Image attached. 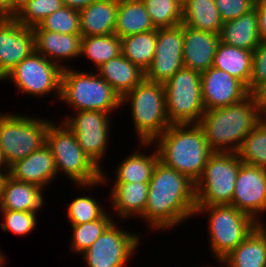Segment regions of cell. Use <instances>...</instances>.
Here are the masks:
<instances>
[{
	"instance_id": "836d02e7",
	"label": "cell",
	"mask_w": 266,
	"mask_h": 267,
	"mask_svg": "<svg viewBox=\"0 0 266 267\" xmlns=\"http://www.w3.org/2000/svg\"><path fill=\"white\" fill-rule=\"evenodd\" d=\"M111 213H105L100 219L79 225H71L72 236L70 250L81 254L90 248L99 236L114 222Z\"/></svg>"
},
{
	"instance_id": "d4e9b609",
	"label": "cell",
	"mask_w": 266,
	"mask_h": 267,
	"mask_svg": "<svg viewBox=\"0 0 266 267\" xmlns=\"http://www.w3.org/2000/svg\"><path fill=\"white\" fill-rule=\"evenodd\" d=\"M96 73L122 98L145 79V72L122 54L110 59Z\"/></svg>"
},
{
	"instance_id": "d6a6232c",
	"label": "cell",
	"mask_w": 266,
	"mask_h": 267,
	"mask_svg": "<svg viewBox=\"0 0 266 267\" xmlns=\"http://www.w3.org/2000/svg\"><path fill=\"white\" fill-rule=\"evenodd\" d=\"M242 163L266 169V121H262L244 138L236 152Z\"/></svg>"
},
{
	"instance_id": "9c48e42d",
	"label": "cell",
	"mask_w": 266,
	"mask_h": 267,
	"mask_svg": "<svg viewBox=\"0 0 266 267\" xmlns=\"http://www.w3.org/2000/svg\"><path fill=\"white\" fill-rule=\"evenodd\" d=\"M241 163L236 152L214 151L195 183L196 205H231Z\"/></svg>"
},
{
	"instance_id": "d6986e66",
	"label": "cell",
	"mask_w": 266,
	"mask_h": 267,
	"mask_svg": "<svg viewBox=\"0 0 266 267\" xmlns=\"http://www.w3.org/2000/svg\"><path fill=\"white\" fill-rule=\"evenodd\" d=\"M35 52L58 64L62 69L68 67L63 61L80 58L81 34H61L49 30H32Z\"/></svg>"
},
{
	"instance_id": "74e56055",
	"label": "cell",
	"mask_w": 266,
	"mask_h": 267,
	"mask_svg": "<svg viewBox=\"0 0 266 267\" xmlns=\"http://www.w3.org/2000/svg\"><path fill=\"white\" fill-rule=\"evenodd\" d=\"M62 6V0H30L21 7L14 19L23 26L33 28Z\"/></svg>"
},
{
	"instance_id": "4dcf8cb0",
	"label": "cell",
	"mask_w": 266,
	"mask_h": 267,
	"mask_svg": "<svg viewBox=\"0 0 266 267\" xmlns=\"http://www.w3.org/2000/svg\"><path fill=\"white\" fill-rule=\"evenodd\" d=\"M157 43V29L121 38L122 55L144 72L151 66Z\"/></svg>"
},
{
	"instance_id": "816d5d0a",
	"label": "cell",
	"mask_w": 266,
	"mask_h": 267,
	"mask_svg": "<svg viewBox=\"0 0 266 267\" xmlns=\"http://www.w3.org/2000/svg\"><path fill=\"white\" fill-rule=\"evenodd\" d=\"M4 265H5V262H3V263L0 265V267H5Z\"/></svg>"
},
{
	"instance_id": "484cf974",
	"label": "cell",
	"mask_w": 266,
	"mask_h": 267,
	"mask_svg": "<svg viewBox=\"0 0 266 267\" xmlns=\"http://www.w3.org/2000/svg\"><path fill=\"white\" fill-rule=\"evenodd\" d=\"M219 40L229 46L254 51L261 42L256 9L235 20L223 22Z\"/></svg>"
},
{
	"instance_id": "4316f807",
	"label": "cell",
	"mask_w": 266,
	"mask_h": 267,
	"mask_svg": "<svg viewBox=\"0 0 266 267\" xmlns=\"http://www.w3.org/2000/svg\"><path fill=\"white\" fill-rule=\"evenodd\" d=\"M253 51L240 49L219 42L213 60V67L223 70L241 81L250 92Z\"/></svg>"
},
{
	"instance_id": "e575fe53",
	"label": "cell",
	"mask_w": 266,
	"mask_h": 267,
	"mask_svg": "<svg viewBox=\"0 0 266 267\" xmlns=\"http://www.w3.org/2000/svg\"><path fill=\"white\" fill-rule=\"evenodd\" d=\"M142 2L156 29L182 24V0H142Z\"/></svg>"
},
{
	"instance_id": "44dd1931",
	"label": "cell",
	"mask_w": 266,
	"mask_h": 267,
	"mask_svg": "<svg viewBox=\"0 0 266 267\" xmlns=\"http://www.w3.org/2000/svg\"><path fill=\"white\" fill-rule=\"evenodd\" d=\"M43 190L35 184L4 175L0 186V210L38 212L45 202Z\"/></svg>"
},
{
	"instance_id": "8992f818",
	"label": "cell",
	"mask_w": 266,
	"mask_h": 267,
	"mask_svg": "<svg viewBox=\"0 0 266 267\" xmlns=\"http://www.w3.org/2000/svg\"><path fill=\"white\" fill-rule=\"evenodd\" d=\"M60 101L79 111L114 112L121 108V98L96 71L83 72L70 67L62 70Z\"/></svg>"
},
{
	"instance_id": "277c9868",
	"label": "cell",
	"mask_w": 266,
	"mask_h": 267,
	"mask_svg": "<svg viewBox=\"0 0 266 267\" xmlns=\"http://www.w3.org/2000/svg\"><path fill=\"white\" fill-rule=\"evenodd\" d=\"M51 121L46 134V145L54 157L58 175L64 174L79 187L84 189L107 185L110 179L78 145L76 135L63 122ZM58 124V125H56ZM104 174V175H103ZM90 187V188H89Z\"/></svg>"
},
{
	"instance_id": "8fae6325",
	"label": "cell",
	"mask_w": 266,
	"mask_h": 267,
	"mask_svg": "<svg viewBox=\"0 0 266 267\" xmlns=\"http://www.w3.org/2000/svg\"><path fill=\"white\" fill-rule=\"evenodd\" d=\"M62 68L45 58L43 55L33 52L24 58L3 78L10 80L22 94L36 97H44L54 94L60 98ZM24 92V93H23Z\"/></svg>"
},
{
	"instance_id": "7bdbcfd3",
	"label": "cell",
	"mask_w": 266,
	"mask_h": 267,
	"mask_svg": "<svg viewBox=\"0 0 266 267\" xmlns=\"http://www.w3.org/2000/svg\"><path fill=\"white\" fill-rule=\"evenodd\" d=\"M257 99V104L260 107L261 113L266 112V82L262 84L254 93Z\"/></svg>"
},
{
	"instance_id": "f6af8a7d",
	"label": "cell",
	"mask_w": 266,
	"mask_h": 267,
	"mask_svg": "<svg viewBox=\"0 0 266 267\" xmlns=\"http://www.w3.org/2000/svg\"><path fill=\"white\" fill-rule=\"evenodd\" d=\"M0 18H11L10 0H0Z\"/></svg>"
},
{
	"instance_id": "5bb4252c",
	"label": "cell",
	"mask_w": 266,
	"mask_h": 267,
	"mask_svg": "<svg viewBox=\"0 0 266 267\" xmlns=\"http://www.w3.org/2000/svg\"><path fill=\"white\" fill-rule=\"evenodd\" d=\"M183 44V23L173 27L158 28L154 59L145 72V79L164 84L183 68Z\"/></svg>"
},
{
	"instance_id": "ac0fdd59",
	"label": "cell",
	"mask_w": 266,
	"mask_h": 267,
	"mask_svg": "<svg viewBox=\"0 0 266 267\" xmlns=\"http://www.w3.org/2000/svg\"><path fill=\"white\" fill-rule=\"evenodd\" d=\"M7 175L16 181L32 183L44 189L52 184L58 173L52 152L45 144L39 150L10 165Z\"/></svg>"
},
{
	"instance_id": "b9f144b4",
	"label": "cell",
	"mask_w": 266,
	"mask_h": 267,
	"mask_svg": "<svg viewBox=\"0 0 266 267\" xmlns=\"http://www.w3.org/2000/svg\"><path fill=\"white\" fill-rule=\"evenodd\" d=\"M261 41H266V0H256L255 7Z\"/></svg>"
},
{
	"instance_id": "83f0119b",
	"label": "cell",
	"mask_w": 266,
	"mask_h": 267,
	"mask_svg": "<svg viewBox=\"0 0 266 267\" xmlns=\"http://www.w3.org/2000/svg\"><path fill=\"white\" fill-rule=\"evenodd\" d=\"M156 30L142 0H118L115 34L123 37Z\"/></svg>"
},
{
	"instance_id": "e0dca14e",
	"label": "cell",
	"mask_w": 266,
	"mask_h": 267,
	"mask_svg": "<svg viewBox=\"0 0 266 267\" xmlns=\"http://www.w3.org/2000/svg\"><path fill=\"white\" fill-rule=\"evenodd\" d=\"M201 90L205 110L239 103L251 94L241 81L213 66L201 72Z\"/></svg>"
},
{
	"instance_id": "ee69618b",
	"label": "cell",
	"mask_w": 266,
	"mask_h": 267,
	"mask_svg": "<svg viewBox=\"0 0 266 267\" xmlns=\"http://www.w3.org/2000/svg\"><path fill=\"white\" fill-rule=\"evenodd\" d=\"M95 0H62L63 5L75 10H82Z\"/></svg>"
},
{
	"instance_id": "60d3db41",
	"label": "cell",
	"mask_w": 266,
	"mask_h": 267,
	"mask_svg": "<svg viewBox=\"0 0 266 267\" xmlns=\"http://www.w3.org/2000/svg\"><path fill=\"white\" fill-rule=\"evenodd\" d=\"M266 82V41H261L253 51L250 93H254Z\"/></svg>"
},
{
	"instance_id": "603a6c76",
	"label": "cell",
	"mask_w": 266,
	"mask_h": 267,
	"mask_svg": "<svg viewBox=\"0 0 266 267\" xmlns=\"http://www.w3.org/2000/svg\"><path fill=\"white\" fill-rule=\"evenodd\" d=\"M262 222L220 261L223 267H266L265 224Z\"/></svg>"
},
{
	"instance_id": "9a60e30c",
	"label": "cell",
	"mask_w": 266,
	"mask_h": 267,
	"mask_svg": "<svg viewBox=\"0 0 266 267\" xmlns=\"http://www.w3.org/2000/svg\"><path fill=\"white\" fill-rule=\"evenodd\" d=\"M231 205L260 222L266 212L265 168L241 163Z\"/></svg>"
},
{
	"instance_id": "8d00e7d4",
	"label": "cell",
	"mask_w": 266,
	"mask_h": 267,
	"mask_svg": "<svg viewBox=\"0 0 266 267\" xmlns=\"http://www.w3.org/2000/svg\"><path fill=\"white\" fill-rule=\"evenodd\" d=\"M70 225H79L100 219L107 211L95 197L78 196L66 208Z\"/></svg>"
},
{
	"instance_id": "bcb514c9",
	"label": "cell",
	"mask_w": 266,
	"mask_h": 267,
	"mask_svg": "<svg viewBox=\"0 0 266 267\" xmlns=\"http://www.w3.org/2000/svg\"><path fill=\"white\" fill-rule=\"evenodd\" d=\"M30 0H10L11 4V18H14L16 13L21 9V7Z\"/></svg>"
},
{
	"instance_id": "2e32d148",
	"label": "cell",
	"mask_w": 266,
	"mask_h": 267,
	"mask_svg": "<svg viewBox=\"0 0 266 267\" xmlns=\"http://www.w3.org/2000/svg\"><path fill=\"white\" fill-rule=\"evenodd\" d=\"M34 51L32 27L14 18H0V80Z\"/></svg>"
},
{
	"instance_id": "7c38bea8",
	"label": "cell",
	"mask_w": 266,
	"mask_h": 267,
	"mask_svg": "<svg viewBox=\"0 0 266 267\" xmlns=\"http://www.w3.org/2000/svg\"><path fill=\"white\" fill-rule=\"evenodd\" d=\"M140 236L133 231L119 228L114 221L92 246L82 253L83 260L87 267H125L141 244Z\"/></svg>"
},
{
	"instance_id": "cb8c5ba5",
	"label": "cell",
	"mask_w": 266,
	"mask_h": 267,
	"mask_svg": "<svg viewBox=\"0 0 266 267\" xmlns=\"http://www.w3.org/2000/svg\"><path fill=\"white\" fill-rule=\"evenodd\" d=\"M110 188V204L118 217L128 219L142 217L148 198L149 183L114 182ZM112 202V203H111Z\"/></svg>"
},
{
	"instance_id": "f546056e",
	"label": "cell",
	"mask_w": 266,
	"mask_h": 267,
	"mask_svg": "<svg viewBox=\"0 0 266 267\" xmlns=\"http://www.w3.org/2000/svg\"><path fill=\"white\" fill-rule=\"evenodd\" d=\"M135 150L127 155L115 168V180L113 182L125 183H149L154 167L159 160L157 148L151 153Z\"/></svg>"
},
{
	"instance_id": "5b68a950",
	"label": "cell",
	"mask_w": 266,
	"mask_h": 267,
	"mask_svg": "<svg viewBox=\"0 0 266 267\" xmlns=\"http://www.w3.org/2000/svg\"><path fill=\"white\" fill-rule=\"evenodd\" d=\"M128 105L140 143H153L171 124L166 114L164 84L144 79L121 98Z\"/></svg>"
},
{
	"instance_id": "7a4b0ae2",
	"label": "cell",
	"mask_w": 266,
	"mask_h": 267,
	"mask_svg": "<svg viewBox=\"0 0 266 267\" xmlns=\"http://www.w3.org/2000/svg\"><path fill=\"white\" fill-rule=\"evenodd\" d=\"M140 144L138 147L142 148L155 144L159 160L194 183L201 177L209 156L214 152L198 124H172L153 143Z\"/></svg>"
},
{
	"instance_id": "ffe728a7",
	"label": "cell",
	"mask_w": 266,
	"mask_h": 267,
	"mask_svg": "<svg viewBox=\"0 0 266 267\" xmlns=\"http://www.w3.org/2000/svg\"><path fill=\"white\" fill-rule=\"evenodd\" d=\"M219 42V34L196 30L184 25V67L200 73L208 70L213 65Z\"/></svg>"
},
{
	"instance_id": "4fadbf2b",
	"label": "cell",
	"mask_w": 266,
	"mask_h": 267,
	"mask_svg": "<svg viewBox=\"0 0 266 267\" xmlns=\"http://www.w3.org/2000/svg\"><path fill=\"white\" fill-rule=\"evenodd\" d=\"M109 115L110 113L102 111L87 110L76 112L73 116H65L62 120L76 135L81 149L102 170L101 160L107 154L108 140L111 137Z\"/></svg>"
},
{
	"instance_id": "6da1fadb",
	"label": "cell",
	"mask_w": 266,
	"mask_h": 267,
	"mask_svg": "<svg viewBox=\"0 0 266 267\" xmlns=\"http://www.w3.org/2000/svg\"><path fill=\"white\" fill-rule=\"evenodd\" d=\"M148 191L141 218L147 221L149 229L171 230L195 216V183L160 160L154 167Z\"/></svg>"
},
{
	"instance_id": "7dc6e473",
	"label": "cell",
	"mask_w": 266,
	"mask_h": 267,
	"mask_svg": "<svg viewBox=\"0 0 266 267\" xmlns=\"http://www.w3.org/2000/svg\"><path fill=\"white\" fill-rule=\"evenodd\" d=\"M8 171H9V166H8L6 160H5L4 156H3L2 150L0 148V172L3 175H7Z\"/></svg>"
},
{
	"instance_id": "1f68e13d",
	"label": "cell",
	"mask_w": 266,
	"mask_h": 267,
	"mask_svg": "<svg viewBox=\"0 0 266 267\" xmlns=\"http://www.w3.org/2000/svg\"><path fill=\"white\" fill-rule=\"evenodd\" d=\"M122 54L121 39L114 33L111 35H96L82 37L81 57L89 59L98 69L112 58Z\"/></svg>"
},
{
	"instance_id": "ba28073f",
	"label": "cell",
	"mask_w": 266,
	"mask_h": 267,
	"mask_svg": "<svg viewBox=\"0 0 266 267\" xmlns=\"http://www.w3.org/2000/svg\"><path fill=\"white\" fill-rule=\"evenodd\" d=\"M51 121L19 113H0V148L8 166L46 144Z\"/></svg>"
},
{
	"instance_id": "ab89813d",
	"label": "cell",
	"mask_w": 266,
	"mask_h": 267,
	"mask_svg": "<svg viewBox=\"0 0 266 267\" xmlns=\"http://www.w3.org/2000/svg\"><path fill=\"white\" fill-rule=\"evenodd\" d=\"M223 22L236 18L254 9L256 0H214Z\"/></svg>"
},
{
	"instance_id": "c3c4849f",
	"label": "cell",
	"mask_w": 266,
	"mask_h": 267,
	"mask_svg": "<svg viewBox=\"0 0 266 267\" xmlns=\"http://www.w3.org/2000/svg\"><path fill=\"white\" fill-rule=\"evenodd\" d=\"M3 176L4 175L0 172V186H1V182H2Z\"/></svg>"
},
{
	"instance_id": "681fc988",
	"label": "cell",
	"mask_w": 266,
	"mask_h": 267,
	"mask_svg": "<svg viewBox=\"0 0 266 267\" xmlns=\"http://www.w3.org/2000/svg\"><path fill=\"white\" fill-rule=\"evenodd\" d=\"M263 119L266 121V112L263 114Z\"/></svg>"
},
{
	"instance_id": "52a82bcc",
	"label": "cell",
	"mask_w": 266,
	"mask_h": 267,
	"mask_svg": "<svg viewBox=\"0 0 266 267\" xmlns=\"http://www.w3.org/2000/svg\"><path fill=\"white\" fill-rule=\"evenodd\" d=\"M198 214H208L210 251L218 262L234 250L258 223L253 217L232 205H196L195 217Z\"/></svg>"
},
{
	"instance_id": "f35d334b",
	"label": "cell",
	"mask_w": 266,
	"mask_h": 267,
	"mask_svg": "<svg viewBox=\"0 0 266 267\" xmlns=\"http://www.w3.org/2000/svg\"><path fill=\"white\" fill-rule=\"evenodd\" d=\"M4 221L1 223L3 231H11L18 236H26L33 232L37 225L38 212L15 210H0Z\"/></svg>"
},
{
	"instance_id": "7402d4cb",
	"label": "cell",
	"mask_w": 266,
	"mask_h": 267,
	"mask_svg": "<svg viewBox=\"0 0 266 267\" xmlns=\"http://www.w3.org/2000/svg\"><path fill=\"white\" fill-rule=\"evenodd\" d=\"M118 0H95L79 11L81 36L115 33Z\"/></svg>"
},
{
	"instance_id": "30bf717a",
	"label": "cell",
	"mask_w": 266,
	"mask_h": 267,
	"mask_svg": "<svg viewBox=\"0 0 266 267\" xmlns=\"http://www.w3.org/2000/svg\"><path fill=\"white\" fill-rule=\"evenodd\" d=\"M166 114L172 124H198L205 112L201 73L183 67L164 83Z\"/></svg>"
},
{
	"instance_id": "d590c367",
	"label": "cell",
	"mask_w": 266,
	"mask_h": 267,
	"mask_svg": "<svg viewBox=\"0 0 266 267\" xmlns=\"http://www.w3.org/2000/svg\"><path fill=\"white\" fill-rule=\"evenodd\" d=\"M32 30H49L61 34H81L79 11L62 6Z\"/></svg>"
},
{
	"instance_id": "f907efd6",
	"label": "cell",
	"mask_w": 266,
	"mask_h": 267,
	"mask_svg": "<svg viewBox=\"0 0 266 267\" xmlns=\"http://www.w3.org/2000/svg\"><path fill=\"white\" fill-rule=\"evenodd\" d=\"M265 245H266V225H265Z\"/></svg>"
},
{
	"instance_id": "3957f363",
	"label": "cell",
	"mask_w": 266,
	"mask_h": 267,
	"mask_svg": "<svg viewBox=\"0 0 266 267\" xmlns=\"http://www.w3.org/2000/svg\"><path fill=\"white\" fill-rule=\"evenodd\" d=\"M254 94L227 107L205 110L198 125L213 151L237 152L244 138L262 121Z\"/></svg>"
},
{
	"instance_id": "f1b7e54d",
	"label": "cell",
	"mask_w": 266,
	"mask_h": 267,
	"mask_svg": "<svg viewBox=\"0 0 266 267\" xmlns=\"http://www.w3.org/2000/svg\"><path fill=\"white\" fill-rule=\"evenodd\" d=\"M182 23L205 32L219 34L223 21L214 0H183Z\"/></svg>"
}]
</instances>
